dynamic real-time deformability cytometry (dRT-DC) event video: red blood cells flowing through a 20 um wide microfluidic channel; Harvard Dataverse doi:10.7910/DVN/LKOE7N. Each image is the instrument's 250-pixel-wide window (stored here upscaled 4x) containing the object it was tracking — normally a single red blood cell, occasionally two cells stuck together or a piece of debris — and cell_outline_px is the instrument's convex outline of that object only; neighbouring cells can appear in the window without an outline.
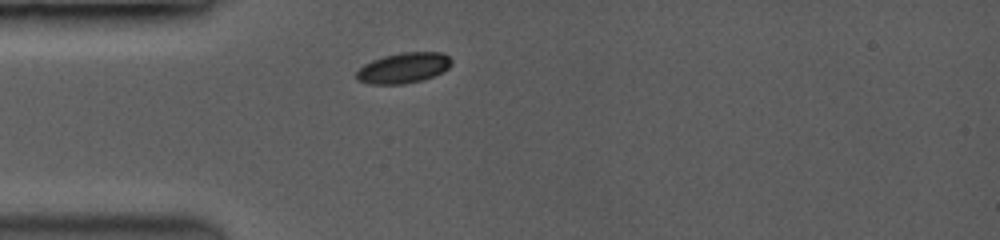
{"species": "common noctule bat (a hibernating species)", "species_latin": "Nyctalus noctula", "temperature_condition": "room temperature", "stored_images_in_passage": 22, "camera_frame_rate_fps": 3500, "um_per_image_px": 0.085, "animal": {"sex": "female", "body_mass_g": 19.0, "forearm_length_mm": 53.3}, "frame": {"image": 1, "passage_image": 1, "time_ms": 0.0, "image_size_px": [1000, 240], "cell_outline_px": [[452, 64], [448, 68], [432, 76], [420, 80], [400, 84], [372, 84], [360, 80], [356, 76], [356, 72], [364, 64], [372, 60], [384, 56], [404, 52], [440, 52], [448, 56], [452, 60]], "centroid_in_image_um": [34.3, 5.76], "position_along_channel_um": 50.7, "area_um2": 16.53}}
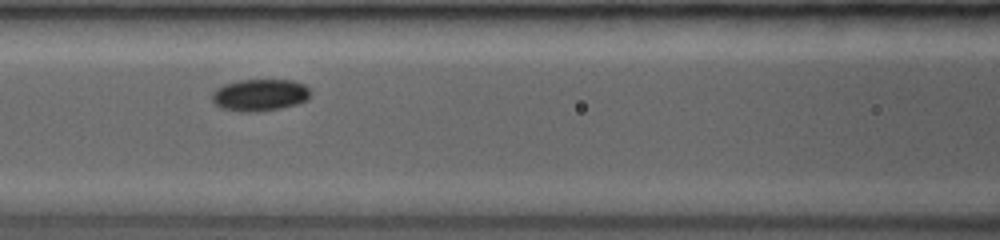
{"frame": {"image": 2, "passage_image": 10, "time_ms": 2.571, "image_size_px": [1000, 240], "cell_outline_px": [[308, 96], [304, 100], [296, 104], [280, 108], [224, 108], [216, 104], [212, 100], [212, 96], [216, 88], [224, 84], [240, 80], [292, 80], [304, 84], [308, 88]], "centroid_in_image_um": [22.1, 7.99], "position_along_channel_um": 144.5, "area_um2": 16.99}}
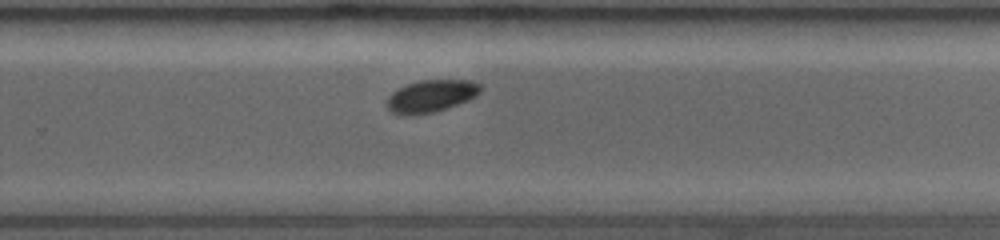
{"frame": {"image": 3, "passage_image": 22, "time_ms": 6.286, "image_size_px": [1000, 240], "cell_outline_px": [[480, 92], [468, 100], [432, 112], [392, 112], [388, 108], [388, 96], [392, 92], [408, 84], [420, 80], [472, 80], [480, 84]], "centroid_in_image_um": [36.69, 8.1], "position_along_channel_um": 293.1, "area_um2": 16.65}}